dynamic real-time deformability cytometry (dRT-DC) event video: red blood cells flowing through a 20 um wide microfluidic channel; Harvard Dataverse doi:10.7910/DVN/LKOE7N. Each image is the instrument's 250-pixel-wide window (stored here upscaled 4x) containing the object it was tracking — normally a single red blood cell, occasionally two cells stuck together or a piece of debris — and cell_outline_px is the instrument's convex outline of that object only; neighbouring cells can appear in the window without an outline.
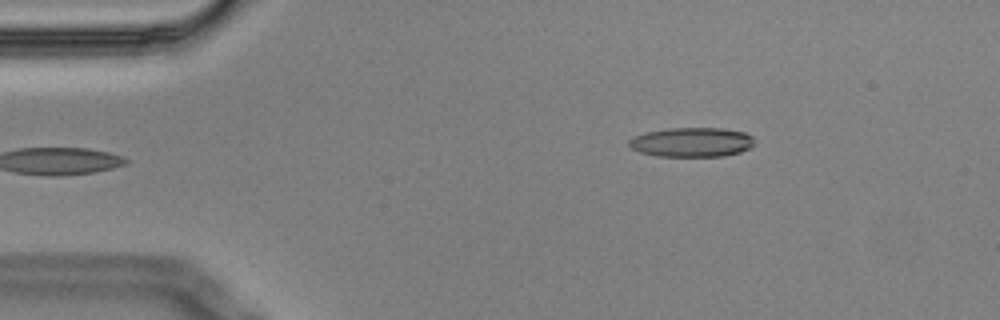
{"species": "Egyptian fruit bat (a non-hibernating species)", "species_latin": "Rousettus aegyptiacus", "temperature_condition": "cold", "stored_images_in_passage": 6, "camera_frame_rate_fps": 3000, "um_per_image_px": 0.085, "animal": {"sex": "male"}, "frame": {"image": 1, "passage_image": 6, "time_ms": 1.667, "image_size_px": [1000, 320], "cell_outline_px": [[752, 144], [748, 148], [740, 152], [724, 156], [656, 156], [640, 152], [632, 148], [628, 144], [628, 140], [644, 132], [668, 128], [720, 128], [744, 132], [752, 136]], "centroid_in_image_um": [58.76, 12.08], "position_along_channel_um": 26.2, "area_um2": 21.39}}